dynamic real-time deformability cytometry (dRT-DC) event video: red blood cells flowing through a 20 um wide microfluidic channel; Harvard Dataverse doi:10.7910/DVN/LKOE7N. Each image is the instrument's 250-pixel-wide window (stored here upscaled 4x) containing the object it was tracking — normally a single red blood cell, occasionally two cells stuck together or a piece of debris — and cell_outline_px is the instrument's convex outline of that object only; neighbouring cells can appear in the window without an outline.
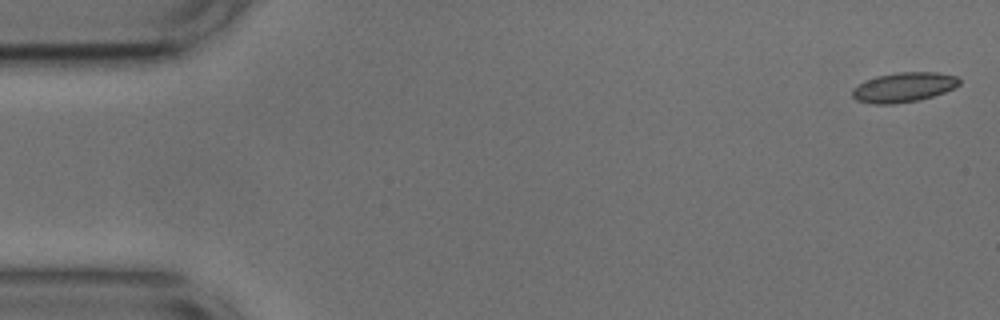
{"species": "common noctule bat (a hibernating species)", "species_latin": "Nyctalus noctula", "temperature_condition": "cold", "stored_images_in_passage": 42, "camera_frame_rate_fps": 3000, "um_per_image_px": 0.085, "animal": {"sex": "male", "body_mass_g": 17.9, "forearm_length_mm": 54.2}, "frame": {"image": 1, "passage_image": 1, "time_ms": 0.0, "image_size_px": [1000, 320], "cell_outline_px": [[960, 84], [944, 92], [920, 100], [892, 104], [872, 104], [856, 100], [852, 96], [852, 88], [864, 80], [876, 76], [896, 72], [936, 72], [956, 76], [960, 80]], "centroid_in_image_um": [76.77, 7.41], "position_along_channel_um": 8.2, "area_um2": 18.61}}
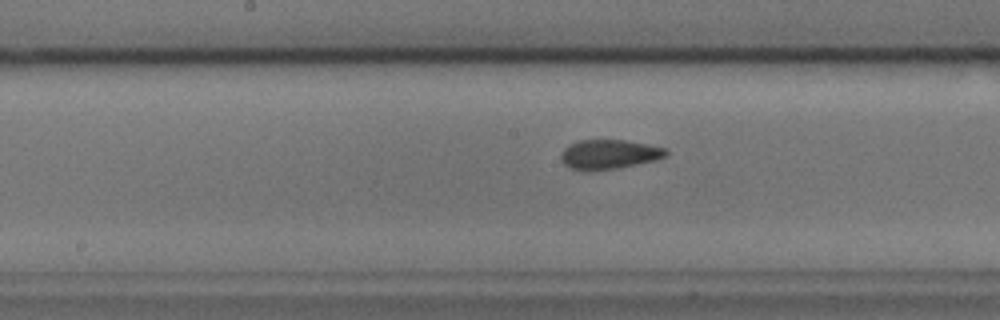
{"frame": {"image": 2, "passage_image": 26, "time_ms": 8.333, "image_size_px": [1000, 320], "cell_outline_px": [[668, 152], [664, 156], [656, 160], [616, 168], [572, 168], [564, 164], [560, 160], [560, 156], [564, 148], [568, 144], [580, 140], [624, 140], [648, 144], [664, 148]], "centroid_in_image_um": [51.77, 13.07], "position_along_channel_um": 196.4, "area_um2": 17.4}}
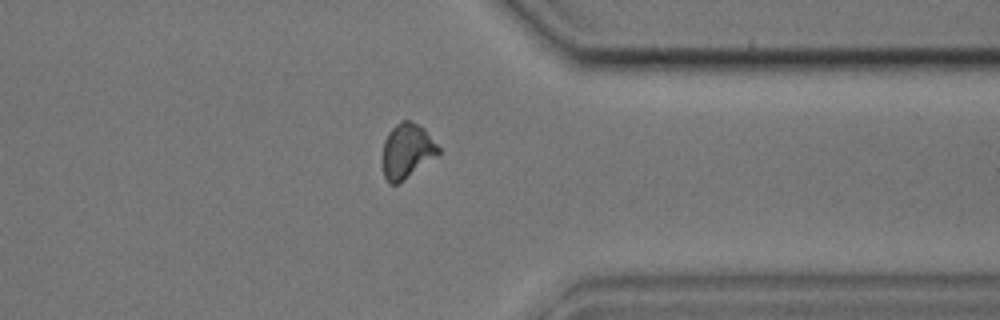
{"frame": {"image": 3, "passage_image": 41, "time_ms": 13.333, "image_size_px": [1000, 320], "cell_outline_px": [[440, 152], [436, 156], [396, 184], [388, 184], [384, 176], [380, 160], [384, 140], [388, 132], [400, 120], [408, 120], [420, 124], [424, 128], [440, 148]], "centroid_in_image_um": [34.53, 12.8], "position_along_channel_um": 376.9, "area_um2": 17.98}, "authors_computed_cell_mechanics": {"area_um2": 18.0914, "velocity_mm_per_s": 3.7399, "shape_relaxation_time_tau1_ms": 7.1781, "shape_relaxation_time_tau2_ms": 1.1566, "deformation_change_tau1": 0.1559, "deformation_change_tau2": 0.0709}}